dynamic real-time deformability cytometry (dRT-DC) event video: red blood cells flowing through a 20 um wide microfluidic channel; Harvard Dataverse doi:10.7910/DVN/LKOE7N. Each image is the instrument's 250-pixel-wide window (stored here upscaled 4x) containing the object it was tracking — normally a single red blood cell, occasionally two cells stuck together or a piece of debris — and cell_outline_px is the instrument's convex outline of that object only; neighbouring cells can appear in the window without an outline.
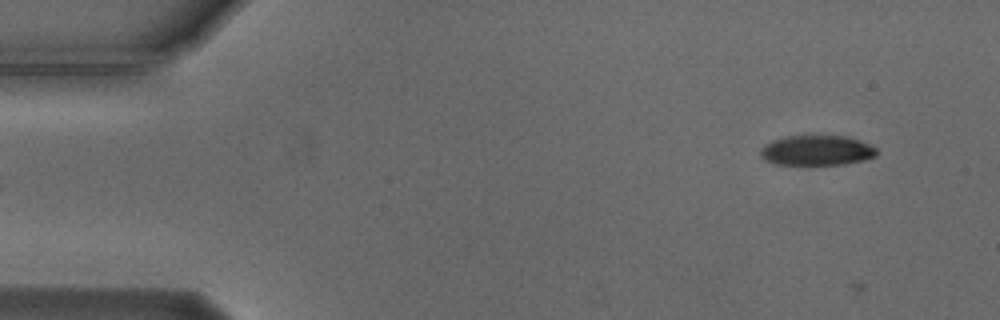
{"species": "Egyptian fruit bat (a non-hibernating species)", "species_latin": "Rousettus aegyptiacus", "temperature_condition": "cold", "stored_images_in_passage": 3, "camera_frame_rate_fps": 3000, "um_per_image_px": 0.085, "animal": {"sex": "male"}, "frame": {"image": 1, "passage_image": 2, "time_ms": 0.333, "image_size_px": [1000, 320], "cell_outline_px": [[876, 156], [864, 160], [844, 164], [776, 164], [764, 160], [760, 156], [760, 148], [764, 144], [772, 140], [784, 136], [848, 136], [860, 140], [876, 148]], "centroid_in_image_um": [69.39, 12.78], "position_along_channel_um": 15.6, "area_um2": 20.4}}